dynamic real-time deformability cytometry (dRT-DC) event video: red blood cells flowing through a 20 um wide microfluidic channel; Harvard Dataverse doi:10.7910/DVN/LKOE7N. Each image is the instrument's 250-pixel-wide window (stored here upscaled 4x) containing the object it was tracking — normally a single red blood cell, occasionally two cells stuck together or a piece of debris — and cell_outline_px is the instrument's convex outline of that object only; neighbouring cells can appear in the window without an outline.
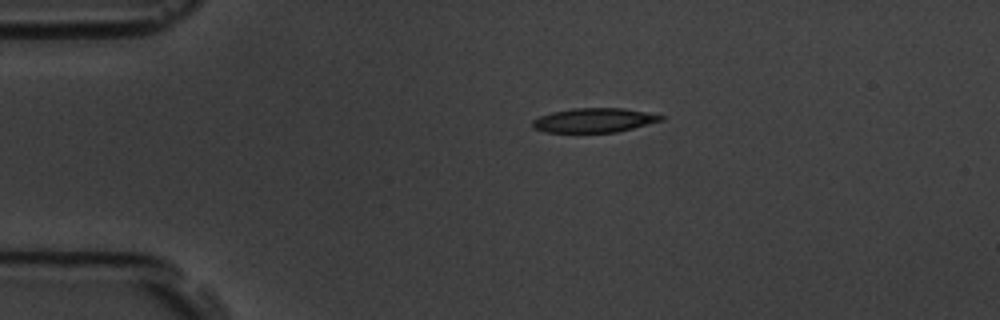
{"species": "common noctule bat (a hibernating species)", "species_latin": "Nyctalus noctula", "temperature_condition": "room temperature", "stored_images_in_passage": 3, "camera_frame_rate_fps": 3000, "um_per_image_px": 0.085, "animal": {"sex": "male", "body_mass_g": 19.5, "forearm_length_mm": 54.6}, "frame": {"image": 1, "passage_image": 1, "time_ms": 0.0, "image_size_px": [1000, 320], "cell_outline_px": [[664, 120], [616, 132], [544, 132], [532, 128], [532, 120], [540, 116], [552, 112], [572, 108], [624, 108], [664, 116]], "centroid_in_image_um": [50.46, 10.22], "position_along_channel_um": 34.5, "area_um2": 18.09}}
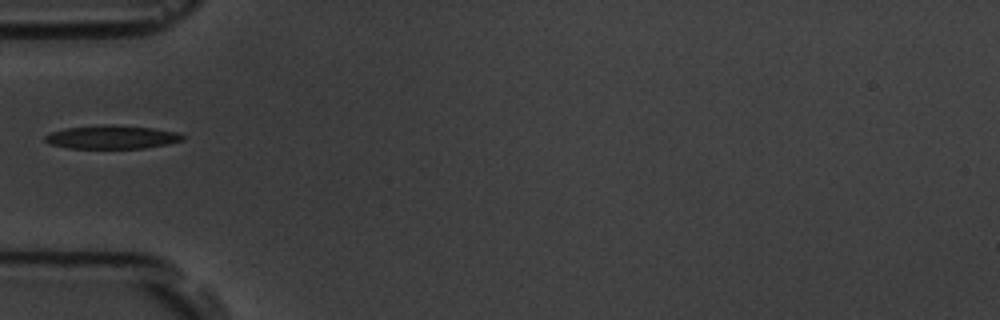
{"frame": {"image": 2, "passage_image": 3, "time_ms": 2.333, "image_size_px": [1000, 320], "cell_outline_px": [[184, 140], [144, 148], [68, 148], [52, 144], [44, 140], [44, 136], [52, 132], [64, 128], [104, 124], [152, 128], [176, 132], [184, 136]], "centroid_in_image_um": [9.47, 11.65], "position_along_channel_um": 75.5, "area_um2": 18.55}}